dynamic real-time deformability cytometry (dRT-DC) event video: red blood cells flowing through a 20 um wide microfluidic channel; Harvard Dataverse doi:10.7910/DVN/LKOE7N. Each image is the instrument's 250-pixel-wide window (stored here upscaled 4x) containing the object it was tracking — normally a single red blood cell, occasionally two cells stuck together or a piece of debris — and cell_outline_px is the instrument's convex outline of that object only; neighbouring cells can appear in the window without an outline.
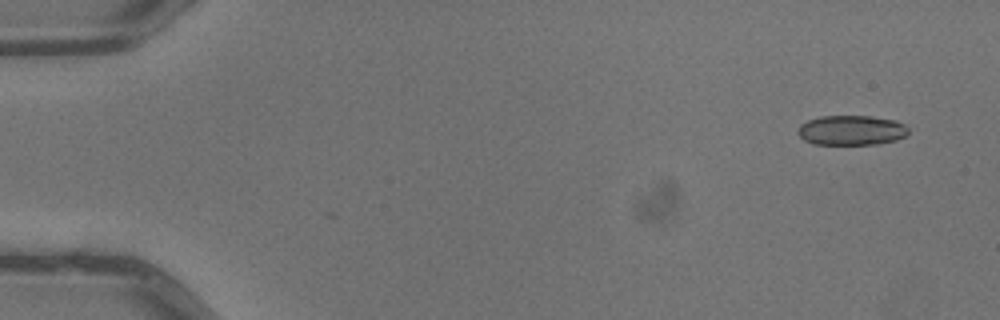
{"species": "common noctule bat (a hibernating species)", "species_latin": "Nyctalus noctula", "temperature_condition": "warm", "stored_images_in_passage": 6, "camera_frame_rate_fps": 3000, "um_per_image_px": 0.085, "animal": {"sex": "male", "body_mass_g": 13.3}, "frame": {"image": 1, "passage_image": 2, "time_ms": 0.333, "image_size_px": [1000, 320], "cell_outline_px": [[908, 132], [904, 136], [896, 140], [880, 144], [812, 144], [804, 140], [796, 132], [800, 124], [808, 120], [820, 116], [872, 116], [896, 120], [904, 124], [908, 128]], "centroid_in_image_um": [72.36, 11.07], "position_along_channel_um": 12.6, "area_um2": 19.36}}
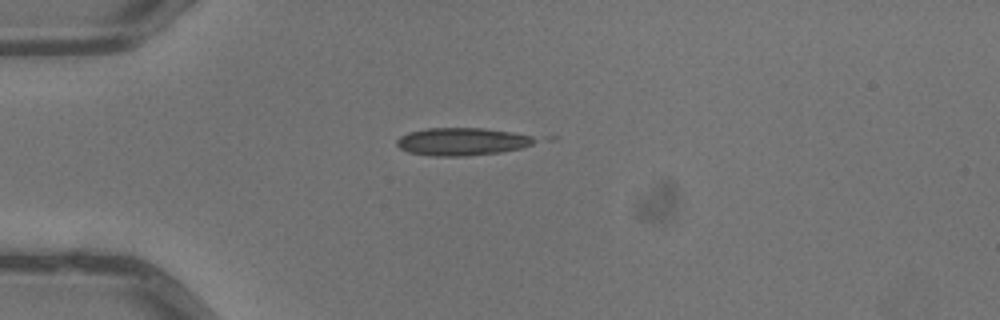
{"frame": {"image": 2, "passage_image": 5, "time_ms": 1.333, "image_size_px": [1000, 320], "cell_outline_px": [[556, 140], [520, 148], [500, 152], [464, 156], [432, 156], [408, 152], [400, 148], [396, 144], [396, 140], [400, 136], [408, 132], [424, 128], [484, 128], [556, 136]], "centroid_in_image_um": [39.67, 12.01], "position_along_channel_um": 45.3, "area_um2": 23.93}}